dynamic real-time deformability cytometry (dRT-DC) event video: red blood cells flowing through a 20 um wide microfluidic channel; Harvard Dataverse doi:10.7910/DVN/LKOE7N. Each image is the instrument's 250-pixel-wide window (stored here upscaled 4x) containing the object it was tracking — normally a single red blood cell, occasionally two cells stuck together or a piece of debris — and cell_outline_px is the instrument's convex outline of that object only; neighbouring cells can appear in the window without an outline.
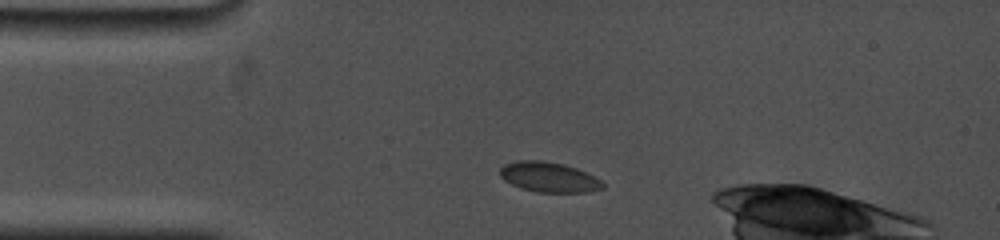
{"species": "common noctule bat (a hibernating species)", "species_latin": "Nyctalus noctula", "temperature_condition": "cold", "stored_images_in_passage": 38, "camera_frame_rate_fps": 5000, "um_per_image_px": 0.085, "animal": {"sex": "female", "body_mass_g": 19.0, "forearm_length_mm": 53.3}, "frame": {"image": 1, "passage_image": 6, "time_ms": 1.6, "image_size_px": [1000, 240], "cell_outline_px": [[604, 188], [588, 192], [536, 192], [520, 188], [504, 180], [500, 176], [500, 168], [504, 164], [516, 160], [544, 160], [564, 164], [576, 168], [600, 180], [604, 184]], "centroid_in_image_um": [46.62, 15.05], "position_along_channel_um": 38.4, "area_um2": 18.03}}
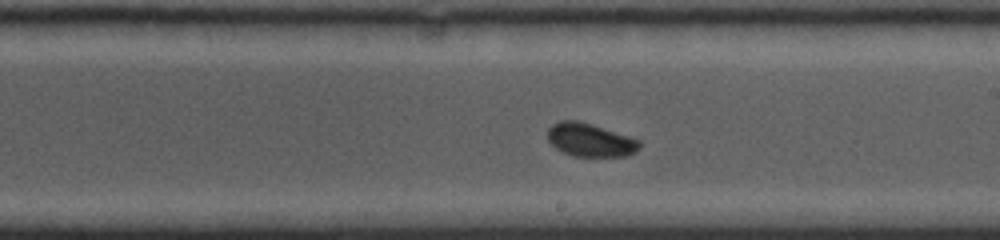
{"frame": {"image": 2, "passage_image": 22, "time_ms": 7.6, "image_size_px": [1000, 240], "cell_outline_px": [[640, 148], [636, 152], [624, 156], [572, 156], [560, 152], [548, 140], [548, 128], [552, 124], [560, 120], [580, 120], [640, 140]], "centroid_in_image_um": [50.14, 11.89], "position_along_channel_um": 238.9, "area_um2": 17.92}}
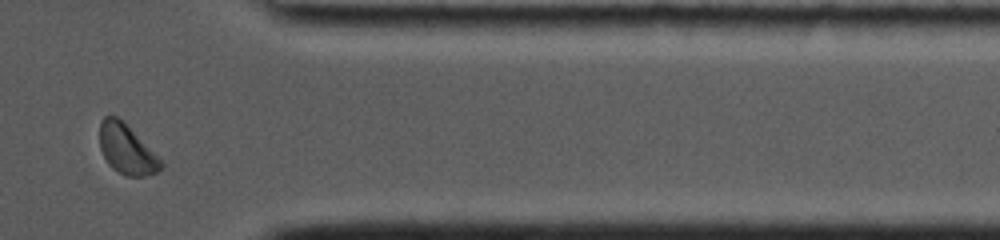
{"frame": {"image": 3, "passage_image": 33, "time_ms": 12.0, "image_size_px": [1000, 240], "cell_outline_px": [[164, 164], [156, 172], [144, 176], [124, 176], [112, 168], [108, 164], [100, 148], [100, 120], [104, 116], [116, 116], [124, 120]], "centroid_in_image_um": [10.73, 12.67], "position_along_channel_um": 400.7, "area_um2": 17.63}, "authors_computed_cell_mechanics": {"area_um2": 18.0336, "velocity_mm_per_s": 3.7656, "shape_relaxation_time_tau1_ms": 1.3519, "shape_relaxation_time_tau2_ms": null, "deformation_change_tau1": 0.0618, "deformation_change_tau2": null}}